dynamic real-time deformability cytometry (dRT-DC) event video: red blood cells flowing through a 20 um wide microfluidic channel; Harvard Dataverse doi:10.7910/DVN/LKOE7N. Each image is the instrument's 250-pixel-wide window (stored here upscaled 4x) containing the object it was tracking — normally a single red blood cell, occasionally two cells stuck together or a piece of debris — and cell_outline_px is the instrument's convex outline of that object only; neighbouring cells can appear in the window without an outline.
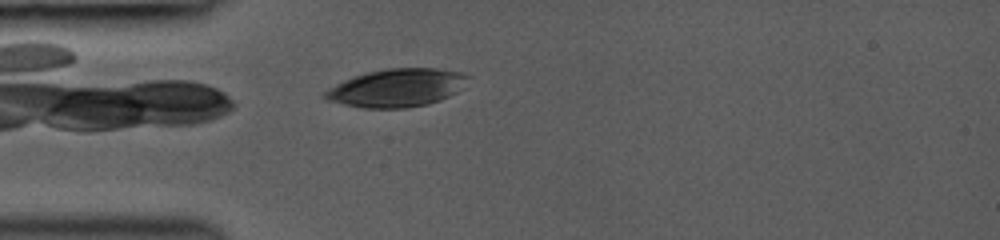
{"species": "common noctule bat (a hibernating species)", "species_latin": "Nyctalus noctula", "temperature_condition": "room temperature", "stored_images_in_passage": 14, "camera_frame_rate_fps": 3000, "um_per_image_px": 0.085, "animal": {"sex": "female", "body_mass_g": 19.0, "forearm_length_mm": 53.3}, "frame": {"image": 1, "passage_image": 1, "time_ms": 0.0, "image_size_px": [1000, 240], "cell_outline_px": [[468, 76], [464, 88], [440, 100], [428, 104], [404, 108], [364, 108], [344, 104], [328, 100], [320, 96], [320, 92], [352, 76], [368, 72], [388, 68], [436, 68], [464, 72]], "centroid_in_image_um": [33.71, 7.46], "position_along_channel_um": 51.3, "area_um2": 31.91}}
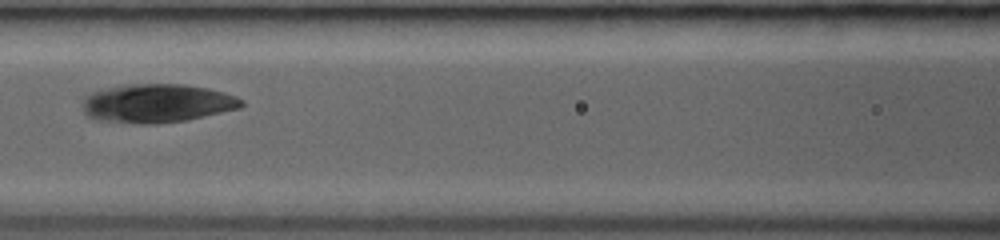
{"frame": {"image": 2, "passage_image": 7, "time_ms": 2.0, "image_size_px": [1000, 240], "cell_outline_px": [[244, 104], [240, 108], [188, 120], [156, 124], [140, 124], [92, 120], [84, 112], [84, 100], [92, 92], [108, 88], [128, 84], [184, 84], [208, 88], [224, 92], [236, 96], [244, 100]], "centroid_in_image_um": [13.38, 8.79], "position_along_channel_um": 153.2, "area_um2": 35.95}}
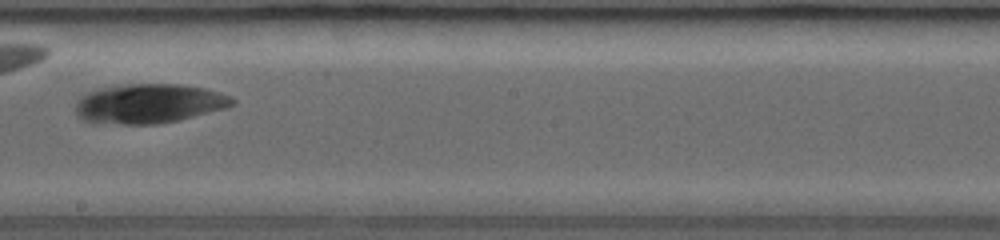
{"frame": {"image": 3, "passage_image": 12, "time_ms": 3.667, "image_size_px": [1000, 240], "cell_outline_px": [[236, 104], [224, 108], [176, 120], [156, 124], [120, 124], [84, 120], [76, 116], [76, 100], [88, 92], [100, 88], [120, 84], [180, 84], [204, 88], [232, 96], [236, 100]], "centroid_in_image_um": [12.65, 8.79], "position_along_channel_um": 235.5, "area_um2": 35.84}}